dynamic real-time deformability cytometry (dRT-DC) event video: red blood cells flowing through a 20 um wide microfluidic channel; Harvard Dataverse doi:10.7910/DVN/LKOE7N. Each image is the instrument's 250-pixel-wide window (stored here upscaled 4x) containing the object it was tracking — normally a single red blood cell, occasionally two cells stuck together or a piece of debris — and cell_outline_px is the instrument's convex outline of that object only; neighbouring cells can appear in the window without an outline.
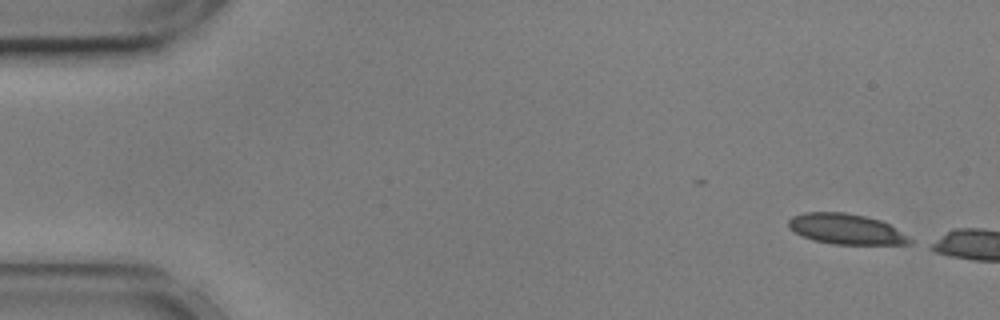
{"species": "common noctule bat (a hibernating species)", "species_latin": "Nyctalus noctula", "temperature_condition": "cold", "stored_images_in_passage": 4, "camera_frame_rate_fps": 3000, "um_per_image_px": 0.085, "animal": {"sex": "male", "body_mass_g": 17.9, "forearm_length_mm": 54.2}, "frame": {"image": 1, "passage_image": 1, "time_ms": 0.0, "image_size_px": [1000, 320], "cell_outline_px": [[912, 244], [832, 244], [812, 240], [788, 228], [788, 220], [792, 216], [804, 212], [844, 212], [864, 216], [880, 220], [888, 224], [908, 236], [912, 240]], "centroid_in_image_um": [71.89, 19.47], "position_along_channel_um": 13.1, "area_um2": 21.39}}